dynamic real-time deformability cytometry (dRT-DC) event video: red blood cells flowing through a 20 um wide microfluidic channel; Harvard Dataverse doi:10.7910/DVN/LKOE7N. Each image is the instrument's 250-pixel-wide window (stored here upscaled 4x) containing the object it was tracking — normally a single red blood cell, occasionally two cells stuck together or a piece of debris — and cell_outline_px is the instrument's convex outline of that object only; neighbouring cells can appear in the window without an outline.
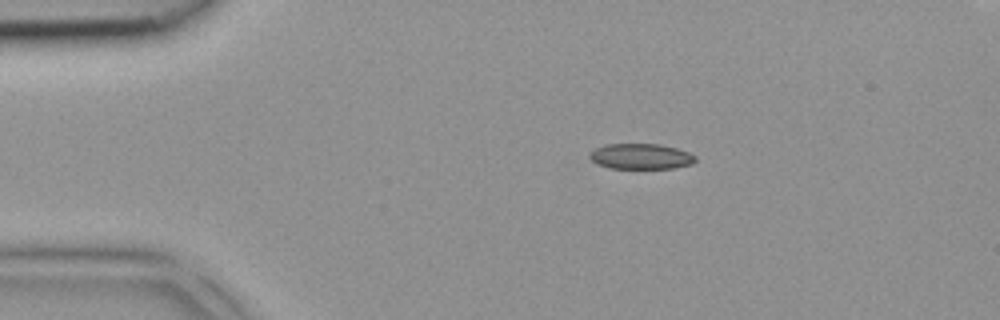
{"species": "common noctule bat (a hibernating species)", "species_latin": "Nyctalus noctula", "temperature_condition": "room temperature", "stored_images_in_passage": 1, "camera_frame_rate_fps": 3000, "um_per_image_px": 0.085, "animal": {"sex": "female", "body_mass_g": 18.4}, "frame": {"image": 1, "passage_image": 1, "time_ms": 0.0, "image_size_px": [1000, 320], "cell_outline_px": [[696, 160], [692, 164], [676, 168], [612, 168], [596, 164], [588, 156], [588, 152], [604, 144], [660, 144], [676, 148], [688, 152], [696, 156]], "centroid_in_image_um": [54.46, 13.29], "position_along_channel_um": 30.5, "area_um2": 15.84}}